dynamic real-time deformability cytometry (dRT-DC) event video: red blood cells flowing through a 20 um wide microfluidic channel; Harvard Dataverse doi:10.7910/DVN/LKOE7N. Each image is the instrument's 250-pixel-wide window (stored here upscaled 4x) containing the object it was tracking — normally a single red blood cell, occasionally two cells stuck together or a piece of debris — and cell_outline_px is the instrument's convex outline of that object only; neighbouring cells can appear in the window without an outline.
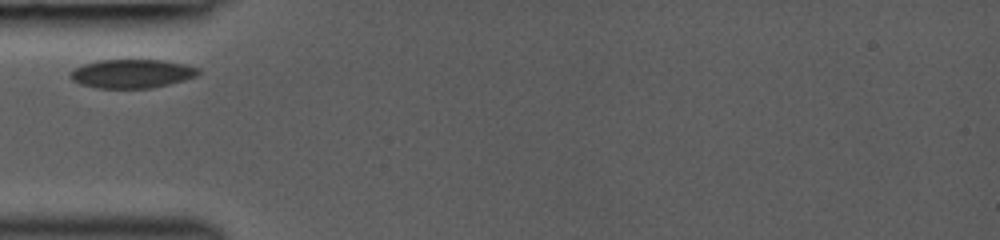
{"species": "common noctule bat (a hibernating species)", "species_latin": "Nyctalus noctula", "temperature_condition": "room temperature", "stored_images_in_passage": 1, "camera_frame_rate_fps": 3000, "um_per_image_px": 0.085, "animal": {"sex": "female", "body_mass_g": 19.0, "forearm_length_mm": 53.3}, "frame": {"image": 1, "passage_image": 1, "time_ms": 0.0, "image_size_px": [1000, 240], "cell_outline_px": [[200, 72], [196, 76], [184, 80], [152, 88], [96, 88], [80, 84], [72, 80], [68, 76], [68, 72], [84, 64], [100, 60], [164, 60], [184, 64], [200, 68]], "centroid_in_image_um": [11.2, 6.26], "position_along_channel_um": 73.8, "area_um2": 21.5}}